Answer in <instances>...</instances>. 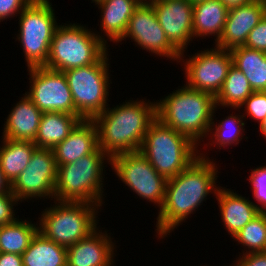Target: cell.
<instances>
[{
  "label": "cell",
  "instance_id": "4fadbf2b",
  "mask_svg": "<svg viewBox=\"0 0 266 266\" xmlns=\"http://www.w3.org/2000/svg\"><path fill=\"white\" fill-rule=\"evenodd\" d=\"M56 178L57 164L52 149L37 148L25 170L11 184V192L19 203L34 198L55 200Z\"/></svg>",
  "mask_w": 266,
  "mask_h": 266
},
{
  "label": "cell",
  "instance_id": "ba28073f",
  "mask_svg": "<svg viewBox=\"0 0 266 266\" xmlns=\"http://www.w3.org/2000/svg\"><path fill=\"white\" fill-rule=\"evenodd\" d=\"M108 51L95 63L64 71L78 117L93 120L108 107L110 83Z\"/></svg>",
  "mask_w": 266,
  "mask_h": 266
},
{
  "label": "cell",
  "instance_id": "1f68e13d",
  "mask_svg": "<svg viewBox=\"0 0 266 266\" xmlns=\"http://www.w3.org/2000/svg\"><path fill=\"white\" fill-rule=\"evenodd\" d=\"M243 109L245 114L242 113L243 117L246 119V116L257 121L258 125L266 117V91L264 92H253L239 107Z\"/></svg>",
  "mask_w": 266,
  "mask_h": 266
},
{
  "label": "cell",
  "instance_id": "8d00e7d4",
  "mask_svg": "<svg viewBox=\"0 0 266 266\" xmlns=\"http://www.w3.org/2000/svg\"><path fill=\"white\" fill-rule=\"evenodd\" d=\"M0 266H23L22 255L0 252Z\"/></svg>",
  "mask_w": 266,
  "mask_h": 266
},
{
  "label": "cell",
  "instance_id": "30bf717a",
  "mask_svg": "<svg viewBox=\"0 0 266 266\" xmlns=\"http://www.w3.org/2000/svg\"><path fill=\"white\" fill-rule=\"evenodd\" d=\"M116 176L143 200L156 204L159 210L165 200L167 179L160 175L140 153H121L111 157Z\"/></svg>",
  "mask_w": 266,
  "mask_h": 266
},
{
  "label": "cell",
  "instance_id": "ab89813d",
  "mask_svg": "<svg viewBox=\"0 0 266 266\" xmlns=\"http://www.w3.org/2000/svg\"><path fill=\"white\" fill-rule=\"evenodd\" d=\"M259 131H261L260 133L265 137L266 139V117L264 118V120L259 124Z\"/></svg>",
  "mask_w": 266,
  "mask_h": 266
},
{
  "label": "cell",
  "instance_id": "44dd1931",
  "mask_svg": "<svg viewBox=\"0 0 266 266\" xmlns=\"http://www.w3.org/2000/svg\"><path fill=\"white\" fill-rule=\"evenodd\" d=\"M139 4L137 0H103L94 4L101 10L99 12H101L100 27L102 29L101 33L95 31V34L108 47L110 46L108 40L117 43L124 36L129 20Z\"/></svg>",
  "mask_w": 266,
  "mask_h": 266
},
{
  "label": "cell",
  "instance_id": "277c9868",
  "mask_svg": "<svg viewBox=\"0 0 266 266\" xmlns=\"http://www.w3.org/2000/svg\"><path fill=\"white\" fill-rule=\"evenodd\" d=\"M110 160L98 147L73 163L57 166L55 200L87 202L102 207L105 203L103 171L107 162L110 165Z\"/></svg>",
  "mask_w": 266,
  "mask_h": 266
},
{
  "label": "cell",
  "instance_id": "2e32d148",
  "mask_svg": "<svg viewBox=\"0 0 266 266\" xmlns=\"http://www.w3.org/2000/svg\"><path fill=\"white\" fill-rule=\"evenodd\" d=\"M265 14L264 0H252L249 3L229 9L224 30L215 46L226 50L244 46L249 32Z\"/></svg>",
  "mask_w": 266,
  "mask_h": 266
},
{
  "label": "cell",
  "instance_id": "83f0119b",
  "mask_svg": "<svg viewBox=\"0 0 266 266\" xmlns=\"http://www.w3.org/2000/svg\"><path fill=\"white\" fill-rule=\"evenodd\" d=\"M248 79L235 66H231L228 70L221 90L215 96L217 107H230L239 110V107L253 93Z\"/></svg>",
  "mask_w": 266,
  "mask_h": 266
},
{
  "label": "cell",
  "instance_id": "ac0fdd59",
  "mask_svg": "<svg viewBox=\"0 0 266 266\" xmlns=\"http://www.w3.org/2000/svg\"><path fill=\"white\" fill-rule=\"evenodd\" d=\"M215 196L223 226L232 238L260 213L253 201L233 189L220 186Z\"/></svg>",
  "mask_w": 266,
  "mask_h": 266
},
{
  "label": "cell",
  "instance_id": "7a4b0ae2",
  "mask_svg": "<svg viewBox=\"0 0 266 266\" xmlns=\"http://www.w3.org/2000/svg\"><path fill=\"white\" fill-rule=\"evenodd\" d=\"M141 100H126L113 108L108 105L93 119L98 147L110 158L140 150L149 126L157 118L156 102Z\"/></svg>",
  "mask_w": 266,
  "mask_h": 266
},
{
  "label": "cell",
  "instance_id": "836d02e7",
  "mask_svg": "<svg viewBox=\"0 0 266 266\" xmlns=\"http://www.w3.org/2000/svg\"><path fill=\"white\" fill-rule=\"evenodd\" d=\"M18 202L12 193L0 194V225L12 223L17 219L13 206H18Z\"/></svg>",
  "mask_w": 266,
  "mask_h": 266
},
{
  "label": "cell",
  "instance_id": "3957f363",
  "mask_svg": "<svg viewBox=\"0 0 266 266\" xmlns=\"http://www.w3.org/2000/svg\"><path fill=\"white\" fill-rule=\"evenodd\" d=\"M216 107L215 96L184 84L156 100V116L166 126L187 136L197 146L208 138Z\"/></svg>",
  "mask_w": 266,
  "mask_h": 266
},
{
  "label": "cell",
  "instance_id": "f35d334b",
  "mask_svg": "<svg viewBox=\"0 0 266 266\" xmlns=\"http://www.w3.org/2000/svg\"><path fill=\"white\" fill-rule=\"evenodd\" d=\"M228 9H232L243 4L249 3L252 0H220Z\"/></svg>",
  "mask_w": 266,
  "mask_h": 266
},
{
  "label": "cell",
  "instance_id": "52a82bcc",
  "mask_svg": "<svg viewBox=\"0 0 266 266\" xmlns=\"http://www.w3.org/2000/svg\"><path fill=\"white\" fill-rule=\"evenodd\" d=\"M64 24L55 29L44 67L64 72L88 66L95 64L109 50L95 30L79 23Z\"/></svg>",
  "mask_w": 266,
  "mask_h": 266
},
{
  "label": "cell",
  "instance_id": "d4e9b609",
  "mask_svg": "<svg viewBox=\"0 0 266 266\" xmlns=\"http://www.w3.org/2000/svg\"><path fill=\"white\" fill-rule=\"evenodd\" d=\"M0 167L6 180L12 184L25 170L33 152L37 149L34 142L1 138Z\"/></svg>",
  "mask_w": 266,
  "mask_h": 266
},
{
  "label": "cell",
  "instance_id": "484cf974",
  "mask_svg": "<svg viewBox=\"0 0 266 266\" xmlns=\"http://www.w3.org/2000/svg\"><path fill=\"white\" fill-rule=\"evenodd\" d=\"M22 260L23 266H67V248L37 232Z\"/></svg>",
  "mask_w": 266,
  "mask_h": 266
},
{
  "label": "cell",
  "instance_id": "d6a6232c",
  "mask_svg": "<svg viewBox=\"0 0 266 266\" xmlns=\"http://www.w3.org/2000/svg\"><path fill=\"white\" fill-rule=\"evenodd\" d=\"M245 47L266 52V14L249 32Z\"/></svg>",
  "mask_w": 266,
  "mask_h": 266
},
{
  "label": "cell",
  "instance_id": "d6986e66",
  "mask_svg": "<svg viewBox=\"0 0 266 266\" xmlns=\"http://www.w3.org/2000/svg\"><path fill=\"white\" fill-rule=\"evenodd\" d=\"M98 148V132L93 120H81L68 137L53 149L57 166L73 163Z\"/></svg>",
  "mask_w": 266,
  "mask_h": 266
},
{
  "label": "cell",
  "instance_id": "4dcf8cb0",
  "mask_svg": "<svg viewBox=\"0 0 266 266\" xmlns=\"http://www.w3.org/2000/svg\"><path fill=\"white\" fill-rule=\"evenodd\" d=\"M248 180L252 186V195L257 201L255 202L257 209L266 212V165L253 169Z\"/></svg>",
  "mask_w": 266,
  "mask_h": 266
},
{
  "label": "cell",
  "instance_id": "5bb4252c",
  "mask_svg": "<svg viewBox=\"0 0 266 266\" xmlns=\"http://www.w3.org/2000/svg\"><path fill=\"white\" fill-rule=\"evenodd\" d=\"M131 38L137 47L159 57H167L179 64L181 53L170 43L151 4H139L134 10L124 36L117 42ZM139 45V46H138Z\"/></svg>",
  "mask_w": 266,
  "mask_h": 266
},
{
  "label": "cell",
  "instance_id": "6da1fadb",
  "mask_svg": "<svg viewBox=\"0 0 266 266\" xmlns=\"http://www.w3.org/2000/svg\"><path fill=\"white\" fill-rule=\"evenodd\" d=\"M205 155V152L199 150V157L186 169L167 179L165 200L156 218L155 232L158 239L168 237L175 228L182 225L207 200V196L213 193L216 195L220 187L217 184L219 168L213 162L215 160Z\"/></svg>",
  "mask_w": 266,
  "mask_h": 266
},
{
  "label": "cell",
  "instance_id": "8fae6325",
  "mask_svg": "<svg viewBox=\"0 0 266 266\" xmlns=\"http://www.w3.org/2000/svg\"><path fill=\"white\" fill-rule=\"evenodd\" d=\"M186 58L181 52L179 62H183L186 84L199 91L211 93L216 96L221 90L227 77L229 68L232 66L230 50L219 48L203 49ZM184 57L186 59H184Z\"/></svg>",
  "mask_w": 266,
  "mask_h": 266
},
{
  "label": "cell",
  "instance_id": "d590c367",
  "mask_svg": "<svg viewBox=\"0 0 266 266\" xmlns=\"http://www.w3.org/2000/svg\"><path fill=\"white\" fill-rule=\"evenodd\" d=\"M237 258L233 266H266V252L244 253Z\"/></svg>",
  "mask_w": 266,
  "mask_h": 266
},
{
  "label": "cell",
  "instance_id": "9a60e30c",
  "mask_svg": "<svg viewBox=\"0 0 266 266\" xmlns=\"http://www.w3.org/2000/svg\"><path fill=\"white\" fill-rule=\"evenodd\" d=\"M167 39L181 53L193 41V4L189 0H156L150 3Z\"/></svg>",
  "mask_w": 266,
  "mask_h": 266
},
{
  "label": "cell",
  "instance_id": "cb8c5ba5",
  "mask_svg": "<svg viewBox=\"0 0 266 266\" xmlns=\"http://www.w3.org/2000/svg\"><path fill=\"white\" fill-rule=\"evenodd\" d=\"M230 53L232 65L245 75L253 91H266V52L237 46Z\"/></svg>",
  "mask_w": 266,
  "mask_h": 266
},
{
  "label": "cell",
  "instance_id": "7bdbcfd3",
  "mask_svg": "<svg viewBox=\"0 0 266 266\" xmlns=\"http://www.w3.org/2000/svg\"><path fill=\"white\" fill-rule=\"evenodd\" d=\"M101 1H103V0H92V2L95 3V4H97V3L101 2Z\"/></svg>",
  "mask_w": 266,
  "mask_h": 266
},
{
  "label": "cell",
  "instance_id": "e575fe53",
  "mask_svg": "<svg viewBox=\"0 0 266 266\" xmlns=\"http://www.w3.org/2000/svg\"><path fill=\"white\" fill-rule=\"evenodd\" d=\"M31 1L32 0H0V22H3L7 18L18 16Z\"/></svg>",
  "mask_w": 266,
  "mask_h": 266
},
{
  "label": "cell",
  "instance_id": "74e56055",
  "mask_svg": "<svg viewBox=\"0 0 266 266\" xmlns=\"http://www.w3.org/2000/svg\"><path fill=\"white\" fill-rule=\"evenodd\" d=\"M11 192V184L6 180L4 173L0 167V194H7Z\"/></svg>",
  "mask_w": 266,
  "mask_h": 266
},
{
  "label": "cell",
  "instance_id": "ffe728a7",
  "mask_svg": "<svg viewBox=\"0 0 266 266\" xmlns=\"http://www.w3.org/2000/svg\"><path fill=\"white\" fill-rule=\"evenodd\" d=\"M23 96L5 119L1 137L34 142L43 113L26 94Z\"/></svg>",
  "mask_w": 266,
  "mask_h": 266
},
{
  "label": "cell",
  "instance_id": "603a6c76",
  "mask_svg": "<svg viewBox=\"0 0 266 266\" xmlns=\"http://www.w3.org/2000/svg\"><path fill=\"white\" fill-rule=\"evenodd\" d=\"M81 120L68 113H43L34 144L37 148L53 149L68 137Z\"/></svg>",
  "mask_w": 266,
  "mask_h": 266
},
{
  "label": "cell",
  "instance_id": "e0dca14e",
  "mask_svg": "<svg viewBox=\"0 0 266 266\" xmlns=\"http://www.w3.org/2000/svg\"><path fill=\"white\" fill-rule=\"evenodd\" d=\"M99 229L67 248V266H115L116 243Z\"/></svg>",
  "mask_w": 266,
  "mask_h": 266
},
{
  "label": "cell",
  "instance_id": "60d3db41",
  "mask_svg": "<svg viewBox=\"0 0 266 266\" xmlns=\"http://www.w3.org/2000/svg\"><path fill=\"white\" fill-rule=\"evenodd\" d=\"M140 4H150L156 0H137Z\"/></svg>",
  "mask_w": 266,
  "mask_h": 266
},
{
  "label": "cell",
  "instance_id": "7c38bea8",
  "mask_svg": "<svg viewBox=\"0 0 266 266\" xmlns=\"http://www.w3.org/2000/svg\"><path fill=\"white\" fill-rule=\"evenodd\" d=\"M27 71L31 86L25 94L42 113L59 112L78 117L64 72L44 66L28 68Z\"/></svg>",
  "mask_w": 266,
  "mask_h": 266
},
{
  "label": "cell",
  "instance_id": "9c48e42d",
  "mask_svg": "<svg viewBox=\"0 0 266 266\" xmlns=\"http://www.w3.org/2000/svg\"><path fill=\"white\" fill-rule=\"evenodd\" d=\"M50 0H32L18 15L16 34L25 56L26 66L42 67L48 61L50 43L59 25Z\"/></svg>",
  "mask_w": 266,
  "mask_h": 266
},
{
  "label": "cell",
  "instance_id": "b9f144b4",
  "mask_svg": "<svg viewBox=\"0 0 266 266\" xmlns=\"http://www.w3.org/2000/svg\"><path fill=\"white\" fill-rule=\"evenodd\" d=\"M192 4H196L198 2H203V1H206V0H189Z\"/></svg>",
  "mask_w": 266,
  "mask_h": 266
},
{
  "label": "cell",
  "instance_id": "4316f807",
  "mask_svg": "<svg viewBox=\"0 0 266 266\" xmlns=\"http://www.w3.org/2000/svg\"><path fill=\"white\" fill-rule=\"evenodd\" d=\"M38 232V222L16 219L14 222L0 226V252L22 255Z\"/></svg>",
  "mask_w": 266,
  "mask_h": 266
},
{
  "label": "cell",
  "instance_id": "5b68a950",
  "mask_svg": "<svg viewBox=\"0 0 266 266\" xmlns=\"http://www.w3.org/2000/svg\"><path fill=\"white\" fill-rule=\"evenodd\" d=\"M197 147L187 136L156 118L149 126L139 151L160 175L170 179L199 157Z\"/></svg>",
  "mask_w": 266,
  "mask_h": 266
},
{
  "label": "cell",
  "instance_id": "8992f818",
  "mask_svg": "<svg viewBox=\"0 0 266 266\" xmlns=\"http://www.w3.org/2000/svg\"><path fill=\"white\" fill-rule=\"evenodd\" d=\"M53 201L55 205L46 207L38 218L40 219L38 232L45 238L68 248L97 228L99 220L96 215L101 211L99 205L87 202Z\"/></svg>",
  "mask_w": 266,
  "mask_h": 266
},
{
  "label": "cell",
  "instance_id": "f1b7e54d",
  "mask_svg": "<svg viewBox=\"0 0 266 266\" xmlns=\"http://www.w3.org/2000/svg\"><path fill=\"white\" fill-rule=\"evenodd\" d=\"M217 111V106L214 109V113H213V121L210 124V129L208 133L209 136V140L211 141V143H207L208 145L211 146H216L218 147V149H221L222 147H227L228 145L231 147L232 145H238L239 142L244 138V134L243 132H245V118L240 115L241 113L232 114L226 116V118H224L223 120H221V122H219L217 124L214 123V119L216 120V114L215 112ZM212 133V134H211ZM242 137V138H241ZM213 140V141H212ZM214 144V145H213Z\"/></svg>",
  "mask_w": 266,
  "mask_h": 266
},
{
  "label": "cell",
  "instance_id": "7402d4cb",
  "mask_svg": "<svg viewBox=\"0 0 266 266\" xmlns=\"http://www.w3.org/2000/svg\"><path fill=\"white\" fill-rule=\"evenodd\" d=\"M228 8L220 0L193 4V39L214 36L216 44L222 35Z\"/></svg>",
  "mask_w": 266,
  "mask_h": 266
},
{
  "label": "cell",
  "instance_id": "f546056e",
  "mask_svg": "<svg viewBox=\"0 0 266 266\" xmlns=\"http://www.w3.org/2000/svg\"><path fill=\"white\" fill-rule=\"evenodd\" d=\"M232 239L247 249L242 254L266 252V212H260Z\"/></svg>",
  "mask_w": 266,
  "mask_h": 266
}]
</instances>
